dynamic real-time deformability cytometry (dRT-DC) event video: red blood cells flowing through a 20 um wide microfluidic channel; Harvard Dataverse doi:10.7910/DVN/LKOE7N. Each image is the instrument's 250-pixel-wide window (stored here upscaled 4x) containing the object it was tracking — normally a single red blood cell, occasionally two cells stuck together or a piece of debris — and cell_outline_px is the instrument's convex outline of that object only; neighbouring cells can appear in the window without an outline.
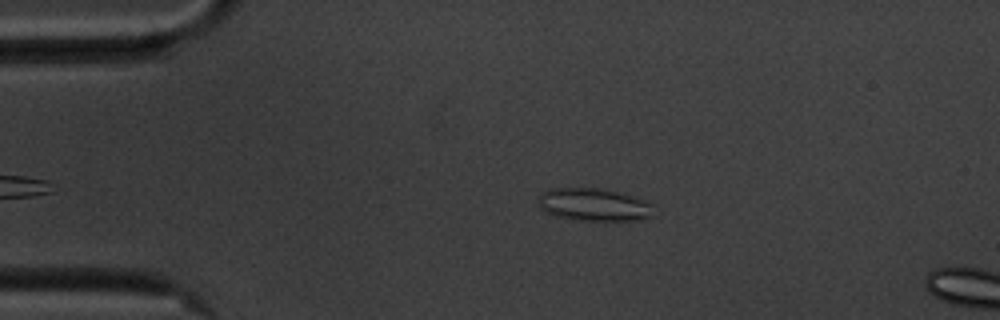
{"species": "common noctule bat (a hibernating species)", "species_latin": "Nyctalus noctula", "temperature_condition": "cold", "stored_images_in_passage": 7, "camera_frame_rate_fps": 3000, "um_per_image_px": 0.085, "animal": {"sex": "male", "body_mass_g": 20.1, "forearm_length_mm": 53.5}, "frame": {"image": 1, "passage_image": 4, "time_ms": 1.0, "image_size_px": [1000, 320], "cell_outline_px": [[656, 216], [640, 220], [576, 220], [552, 216], [544, 212], [540, 208], [540, 196], [548, 188], [604, 188], [652, 204]], "centroid_in_image_um": [50.47, 17.42], "position_along_channel_um": 34.5, "area_um2": 21.96}}